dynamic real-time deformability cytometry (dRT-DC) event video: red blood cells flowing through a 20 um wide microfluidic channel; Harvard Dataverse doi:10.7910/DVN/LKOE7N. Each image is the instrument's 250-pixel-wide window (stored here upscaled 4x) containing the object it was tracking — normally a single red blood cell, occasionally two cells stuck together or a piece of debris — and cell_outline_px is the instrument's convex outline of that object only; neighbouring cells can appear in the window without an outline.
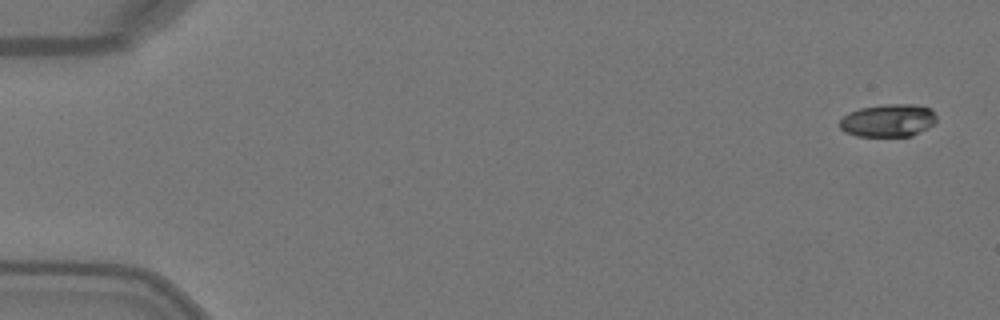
{"species": "Egyptian fruit bat (a non-hibernating species)", "species_latin": "Rousettus aegyptiacus", "temperature_condition": "warm", "stored_images_in_passage": 6, "camera_frame_rate_fps": 3000, "um_per_image_px": 0.085, "animal": {"sex": "female"}, "frame": {"image": 1, "passage_image": 1, "time_ms": 0.0, "image_size_px": [1000, 320], "cell_outline_px": [[936, 120], [928, 128], [912, 136], [856, 136], [844, 132], [840, 128], [840, 120], [848, 112], [860, 108], [888, 104], [916, 104], [932, 108], [936, 116]], "centroid_in_image_um": [75.5, 10.24], "position_along_channel_um": 9.5, "area_um2": 18.61}}
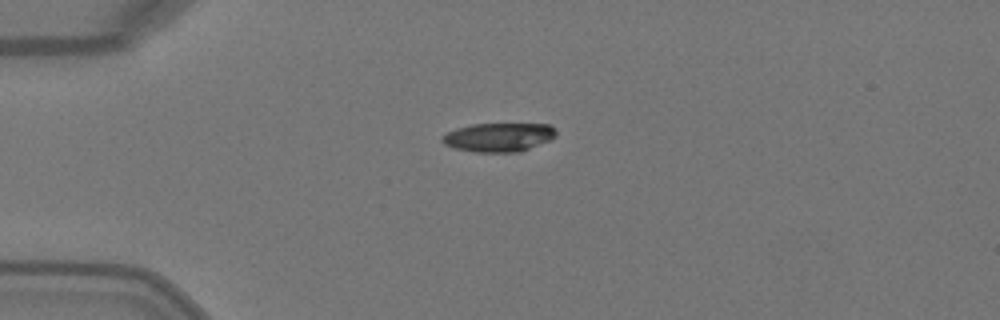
{"frame": {"image": 2, "passage_image": 4, "time_ms": 1.0, "image_size_px": [1000, 320], "cell_outline_px": [[556, 136], [548, 140], [520, 152], [476, 152], [452, 148], [444, 144], [440, 140], [448, 132], [456, 128], [472, 124], [552, 124], [556, 128]], "centroid_in_image_um": [42.39, 11.66], "position_along_channel_um": 42.6, "area_um2": 19.13}}
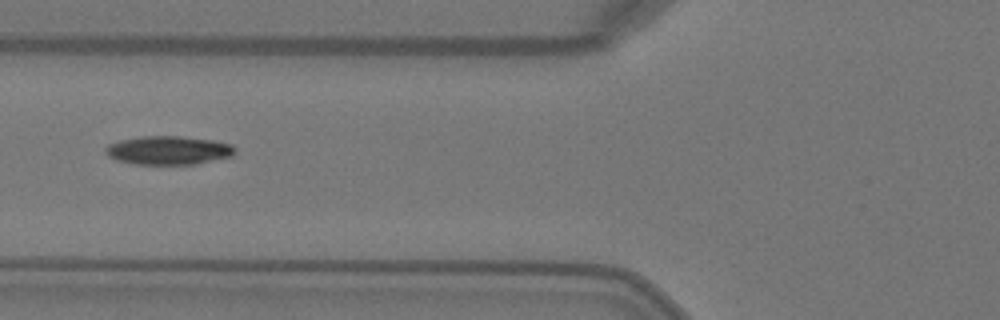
{"frame": {"image": 3, "passage_image": 6, "time_ms": 1.667, "image_size_px": [1000, 320], "cell_outline_px": [[236, 152], [232, 156], [196, 164], [136, 164], [116, 160], [108, 156], [104, 152], [104, 148], [108, 144], [120, 140], [144, 136], [176, 136], [212, 140], [232, 144], [236, 148]], "centroid_in_image_um": [14.31, 12.78], "position_along_channel_um": 111.5, "area_um2": 21.62}}